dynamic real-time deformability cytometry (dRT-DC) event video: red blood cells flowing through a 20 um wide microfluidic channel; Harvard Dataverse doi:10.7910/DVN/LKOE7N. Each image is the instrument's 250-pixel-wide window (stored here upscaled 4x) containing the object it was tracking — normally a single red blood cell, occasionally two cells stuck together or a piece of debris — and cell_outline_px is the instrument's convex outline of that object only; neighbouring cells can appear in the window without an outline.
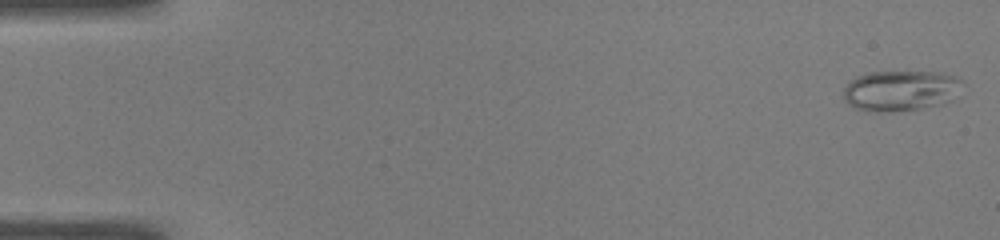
{"species": "common noctule bat (a hibernating species)", "species_latin": "Nyctalus noctula", "temperature_condition": "warm", "stored_images_in_passage": 49, "camera_frame_rate_fps": 3000, "um_per_image_px": 0.085, "animal": {"sex": "male", "body_mass_g": 19.0, "forearm_length_mm": 50.8}, "frame": {"image": 1, "passage_image": 1, "time_ms": 0.0, "image_size_px": [1000, 240], "cell_outline_px": [[964, 80], [952, 100], [944, 104], [888, 112], [876, 112], [852, 108], [844, 100], [844, 88], [856, 76], [868, 72], [940, 72], [956, 76]], "centroid_in_image_um": [76.54, 7.7], "position_along_channel_um": 8.5, "area_um2": 28.15}}
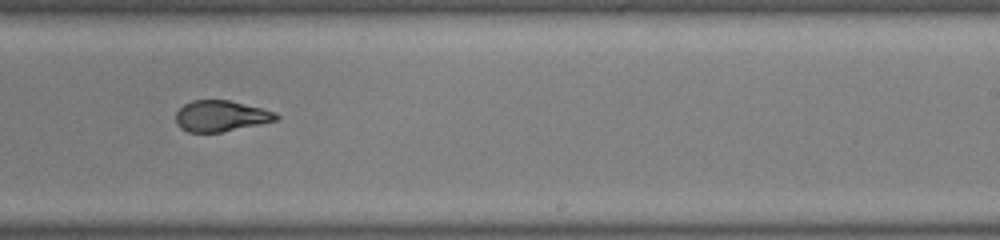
{"frame": {"image": 2, "passage_image": 31, "time_ms": 10.0, "image_size_px": [1000, 240], "cell_outline_px": [[280, 116], [276, 120], [220, 132], [188, 132], [180, 128], [176, 124], [176, 112], [184, 104], [192, 100], [228, 100], [276, 112]], "centroid_in_image_um": [18.73, 9.86], "position_along_channel_um": 270.3, "area_um2": 17.86}}
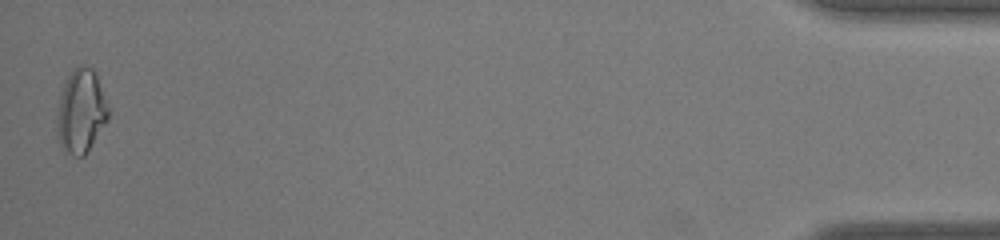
{"frame": {"image": 3, "passage_image": 49, "time_ms": 16.0, "image_size_px": [1000, 240], "cell_outline_px": [[108, 120], [88, 152], [84, 156], [76, 156], [68, 152], [60, 144], [56, 136], [56, 116], [60, 96], [64, 80], [80, 64], [92, 68], [96, 72], [108, 108]], "centroid_in_image_um": [6.87, 9.46], "position_along_channel_um": 428.3, "area_um2": 25.14}, "authors_computed_cell_mechanics": {"area_um2": 20.3456, "velocity_mm_per_s": 4.0956, "shape_relaxation_time_tau1_ms": null, "shape_relaxation_time_tau2_ms": 0.9224, "deformation_change_tau1": null, "deformation_change_tau2": 0.0668}}